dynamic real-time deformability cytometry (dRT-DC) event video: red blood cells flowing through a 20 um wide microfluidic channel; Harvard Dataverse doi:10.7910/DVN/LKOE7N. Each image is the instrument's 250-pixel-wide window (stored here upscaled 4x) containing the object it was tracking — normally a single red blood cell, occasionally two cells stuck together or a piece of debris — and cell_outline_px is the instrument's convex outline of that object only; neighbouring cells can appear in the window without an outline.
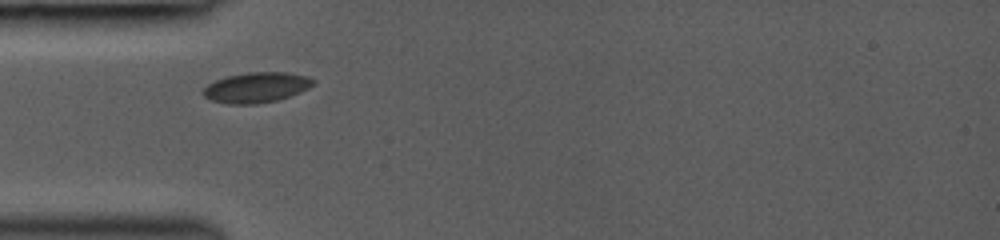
{"species": "common noctule bat (a hibernating species)", "species_latin": "Nyctalus noctula", "temperature_condition": "room temperature", "stored_images_in_passage": 28, "camera_frame_rate_fps": 3000, "um_per_image_px": 0.085, "animal": {"sex": "female", "body_mass_g": 19.0, "forearm_length_mm": 53.3}, "frame": {"image": 1, "passage_image": 1, "time_ms": 0.0, "image_size_px": [1000, 240], "cell_outline_px": [[316, 80], [308, 88], [300, 92], [276, 100], [256, 104], [228, 104], [212, 100], [204, 96], [200, 92], [208, 84], [216, 80], [228, 76], [248, 72], [288, 72], [308, 76]], "centroid_in_image_um": [21.78, 7.43], "position_along_channel_um": 63.2, "area_um2": 19.36}}
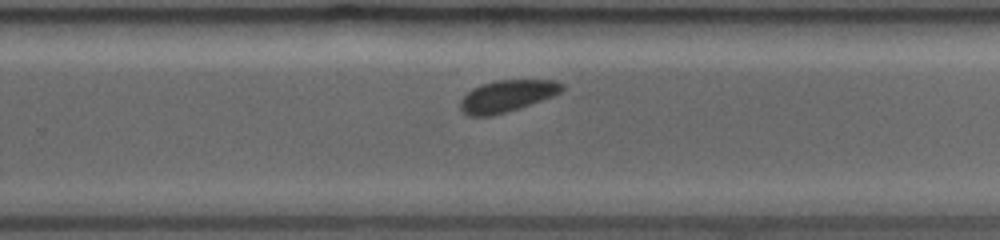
{"frame": {"image": 2, "passage_image": 17, "time_ms": 5.333, "image_size_px": [1000, 240], "cell_outline_px": [[564, 88], [560, 92], [552, 96], [492, 116], [468, 116], [460, 108], [460, 100], [472, 88], [496, 80], [556, 80], [564, 84]], "centroid_in_image_um": [43.08, 8.15], "position_along_channel_um": 286.7, "area_um2": 18.44}}
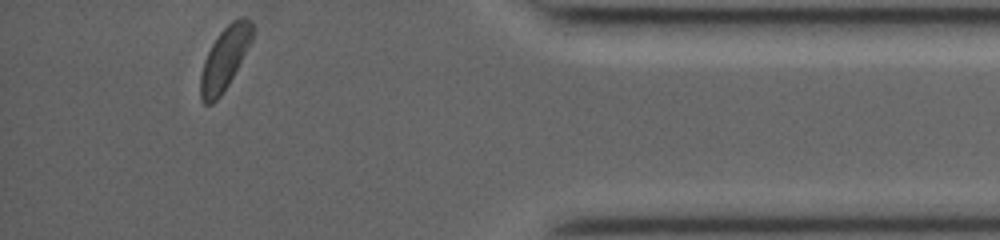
{"frame": {"image": 3, "passage_image": 28, "time_ms": 9.0, "image_size_px": [1000, 240], "cell_outline_px": [[252, 40], [228, 84], [220, 96], [212, 104], [204, 104], [200, 100], [200, 76], [204, 60], [212, 44], [220, 32], [232, 20], [240, 16], [244, 16], [252, 20]], "centroid_in_image_um": [19.08, 4.96], "position_along_channel_um": 416.1, "area_um2": 18.73}, "authors_computed_cell_mechanics": {"area_um2": 19.1896, "velocity_mm_per_s": 4.2111, "shape_relaxation_time_tau1_ms": 2.6365, "shape_relaxation_time_tau2_ms": null, "deformation_change_tau1": 0.0829, "deformation_change_tau2": null}}